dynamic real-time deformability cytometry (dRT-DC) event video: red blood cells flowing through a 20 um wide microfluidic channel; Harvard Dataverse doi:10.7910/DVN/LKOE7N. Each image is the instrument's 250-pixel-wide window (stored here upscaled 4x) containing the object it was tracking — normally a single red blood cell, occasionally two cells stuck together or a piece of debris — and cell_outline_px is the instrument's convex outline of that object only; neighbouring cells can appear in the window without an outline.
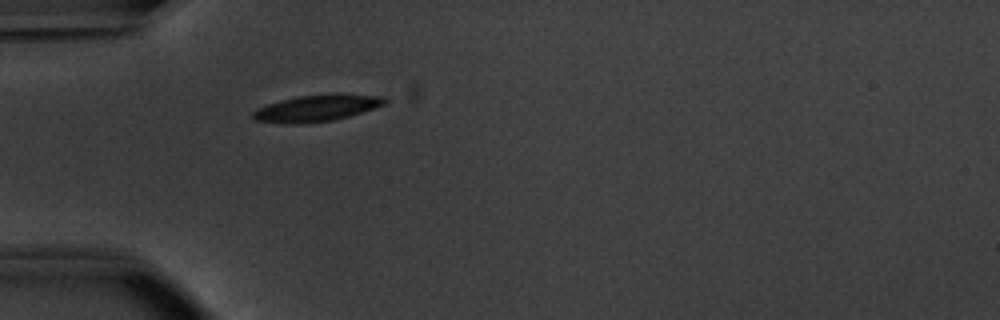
{"species": "common noctule bat (a hibernating species)", "species_latin": "Nyctalus noctula", "temperature_condition": "warm", "stored_images_in_passage": 31, "camera_frame_rate_fps": 3000, "um_per_image_px": 0.085, "animal": {"sex": "male", "body_mass_g": 20.1, "forearm_length_mm": 53.5}, "frame": {"image": 1, "passage_image": 1, "time_ms": 0.0, "image_size_px": [1000, 320], "cell_outline_px": [[388, 100], [384, 104], [348, 116], [332, 120], [256, 120], [252, 116], [252, 112], [268, 104], [280, 100], [300, 96], [328, 92], [336, 92], [384, 96]], "centroid_in_image_um": [27.09, 9.08], "position_along_channel_um": 57.9, "area_um2": 19.25}}
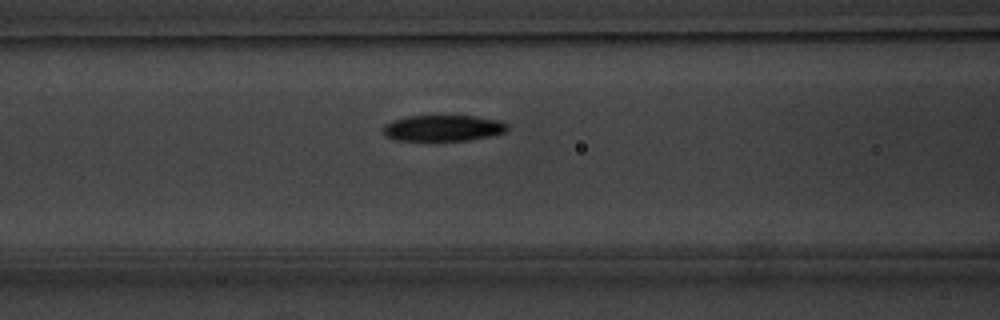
{"frame": {"image": 2, "passage_image": 7, "time_ms": 2.0, "image_size_px": [1000, 320], "cell_outline_px": [[508, 132], [468, 140], [396, 140], [384, 136], [384, 124], [392, 120], [408, 116], [476, 116], [500, 120], [508, 124]], "centroid_in_image_um": [37.68, 10.88], "position_along_channel_um": 128.9, "area_um2": 18.9}}
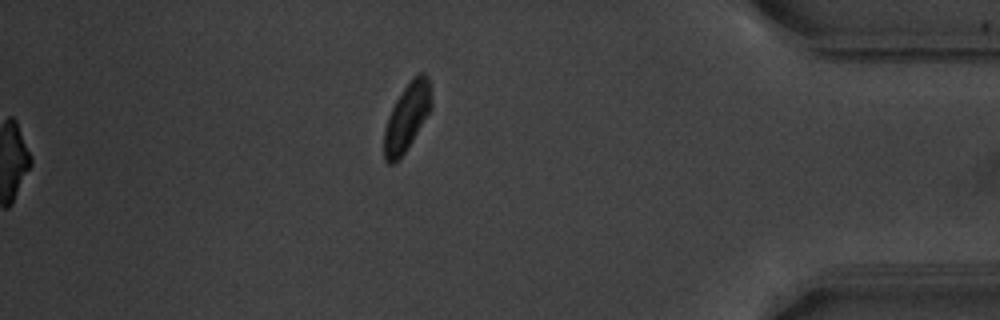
{"frame": {"image": 3, "passage_image": 31, "time_ms": 10.0, "image_size_px": [1000, 320], "cell_outline_px": [[432, 108], [412, 140], [404, 152], [392, 164], [388, 164], [384, 160], [384, 128], [388, 116], [396, 100], [404, 88], [420, 72], [424, 72], [428, 76], [432, 100]], "centroid_in_image_um": [34.59, 9.95], "position_along_channel_um": 400.6, "area_um2": 18.26}, "authors_computed_cell_mechanics": {"area_um2": 19.9988, "velocity_mm_per_s": 3.8141, "shape_relaxation_time_tau1_ms": 2.0416, "shape_relaxation_time_tau2_ms": null, "deformation_change_tau1": 0.123, "deformation_change_tau2": null}}